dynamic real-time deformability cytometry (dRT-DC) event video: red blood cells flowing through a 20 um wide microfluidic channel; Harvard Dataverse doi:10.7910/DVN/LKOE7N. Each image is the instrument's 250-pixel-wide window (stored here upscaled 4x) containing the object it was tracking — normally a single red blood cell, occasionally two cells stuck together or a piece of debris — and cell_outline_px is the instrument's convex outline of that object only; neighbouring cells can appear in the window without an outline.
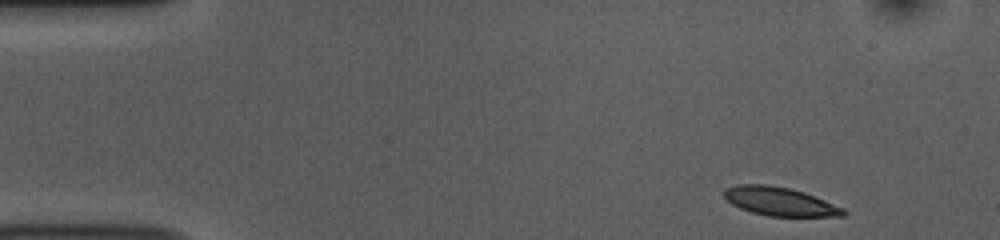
{"species": "common noctule bat (a hibernating species)", "species_latin": "Nyctalus noctula", "temperature_condition": "room temperature", "stored_images_in_passage": 49, "camera_frame_rate_fps": 3000, "um_per_image_px": 0.085, "animal": {"sex": "female", "body_mass_g": 10.0, "forearm_length_mm": 53.1}, "frame": {"image": 1, "passage_image": 1, "time_ms": 0.0, "image_size_px": [1000, 240], "cell_outline_px": [[848, 212], [844, 216], [768, 216], [752, 212], [740, 208], [732, 204], [724, 196], [724, 188], [740, 184], [768, 184], [788, 188], [804, 192], [844, 208]], "centroid_in_image_um": [66.29, 17.12], "position_along_channel_um": 18.7, "area_um2": 19.77}}
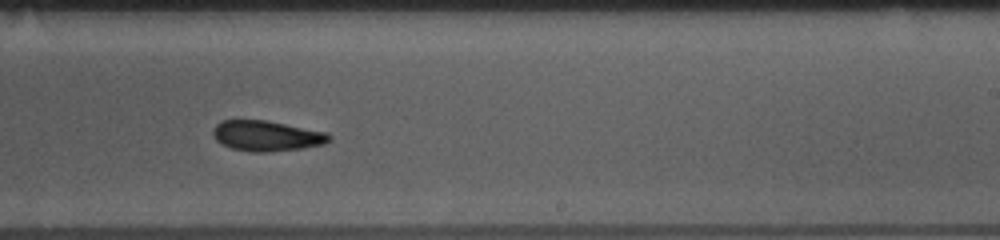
{"frame": {"image": 2, "passage_image": 28, "time_ms": 9.0, "image_size_px": [1000, 240], "cell_outline_px": [[332, 140], [324, 144], [300, 148], [268, 152], [252, 152], [232, 148], [220, 144], [216, 140], [212, 132], [212, 128], [220, 120], [264, 120], [328, 132], [332, 136]], "centroid_in_image_um": [22.65, 11.54], "position_along_channel_um": 266.3, "area_um2": 20.69}}
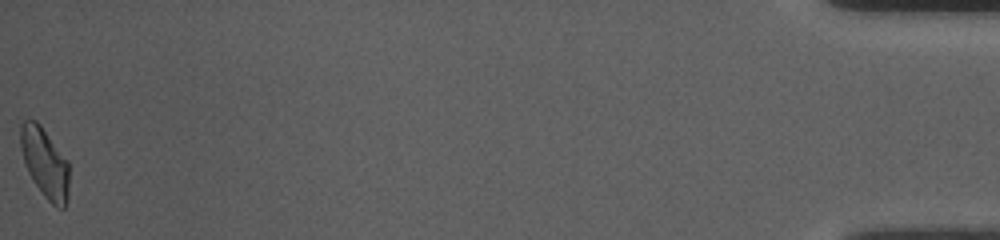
{"frame": {"image": 3, "passage_image": 49, "time_ms": 16.0, "image_size_px": [1000, 240], "cell_outline_px": [[68, 196], [64, 208], [56, 208], [44, 196], [32, 180], [24, 164], [20, 148], [20, 124], [24, 120], [36, 120], [40, 124], [68, 160]], "centroid_in_image_um": [3.8, 13.83], "position_along_channel_um": 431.4, "area_um2": 19.94}, "authors_computed_cell_mechanics": {"area_um2": 20.4612, "velocity_mm_per_s": 3.7425, "shape_relaxation_time_tau1_ms": 5.9516, "shape_relaxation_time_tau2_ms": 7.3358, "deformation_change_tau1": 0.1319, "deformation_change_tau2": 0.1351}}